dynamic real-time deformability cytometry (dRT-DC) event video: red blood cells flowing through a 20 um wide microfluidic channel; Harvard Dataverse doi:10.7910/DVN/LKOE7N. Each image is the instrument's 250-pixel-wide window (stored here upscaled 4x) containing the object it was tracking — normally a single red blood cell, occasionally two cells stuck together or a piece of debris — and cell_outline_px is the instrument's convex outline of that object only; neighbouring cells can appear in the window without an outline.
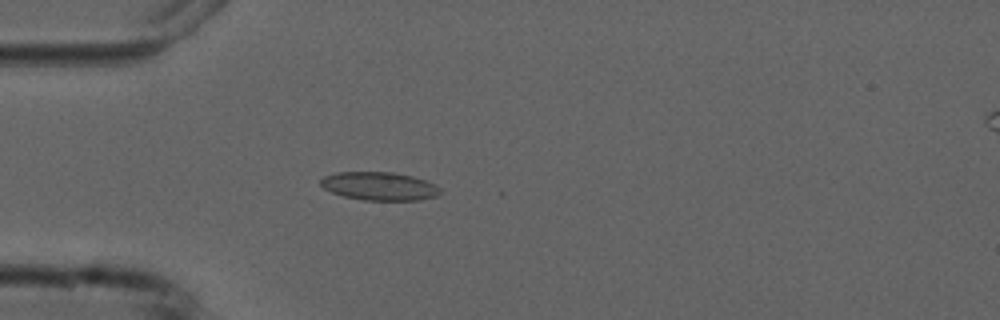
{"species": "common noctule bat (a hibernating species)", "species_latin": "Nyctalus noctula", "temperature_condition": "cold", "stored_images_in_passage": 5, "camera_frame_rate_fps": 3000, "um_per_image_px": 0.085, "animal": {"sex": "male", "forearm_length_mm": 52.5}, "frame": {"image": 1, "passage_image": 5, "time_ms": 4.333, "image_size_px": [1000, 320], "cell_outline_px": [[440, 192], [436, 196], [420, 200], [364, 200], [344, 196], [332, 192], [324, 188], [320, 184], [320, 180], [324, 176], [336, 172], [392, 172], [412, 176], [436, 184], [440, 188]], "centroid_in_image_um": [32.24, 15.82], "position_along_channel_um": 52.8, "area_um2": 19.65}}